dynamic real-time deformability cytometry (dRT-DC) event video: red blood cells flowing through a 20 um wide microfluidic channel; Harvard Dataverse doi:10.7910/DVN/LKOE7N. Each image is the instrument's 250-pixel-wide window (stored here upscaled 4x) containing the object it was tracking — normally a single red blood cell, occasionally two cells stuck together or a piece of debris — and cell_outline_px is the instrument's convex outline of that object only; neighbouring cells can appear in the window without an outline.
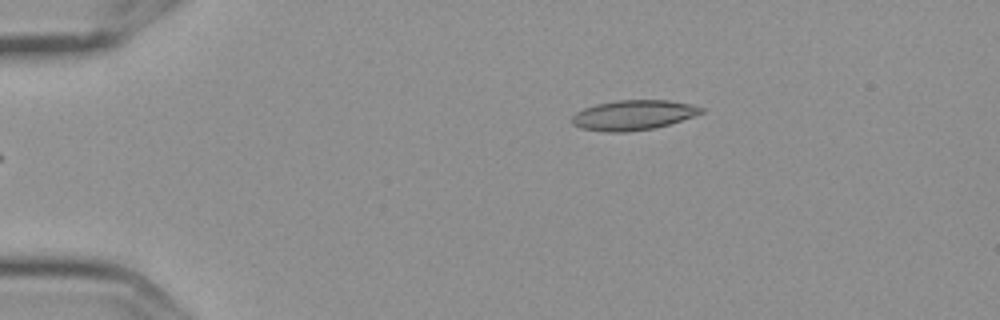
{"species": "Egyptian fruit bat (a non-hibernating species)", "species_latin": "Rousettus aegyptiacus", "temperature_condition": "cold", "stored_images_in_passage": 3, "camera_frame_rate_fps": 3000, "um_per_image_px": 0.085, "frame": {"image": 1, "passage_image": 3, "time_ms": 0.667, "image_size_px": [1000, 320], "cell_outline_px": [[704, 112], [656, 128], [628, 132], [604, 132], [580, 128], [572, 124], [572, 116], [576, 112], [584, 108], [596, 104], [616, 100], [668, 100], [688, 104], [704, 108]], "centroid_in_image_um": [53.78, 9.79], "position_along_channel_um": 31.2, "area_um2": 22.48}}